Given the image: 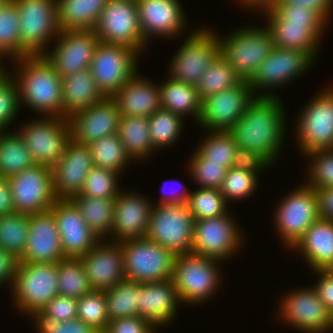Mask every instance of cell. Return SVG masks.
I'll return each mask as SVG.
<instances>
[{
    "label": "cell",
    "instance_id": "obj_63",
    "mask_svg": "<svg viewBox=\"0 0 333 333\" xmlns=\"http://www.w3.org/2000/svg\"><path fill=\"white\" fill-rule=\"evenodd\" d=\"M162 195L163 192L161 193ZM190 192L187 190H183L182 193H174V194H170L169 196L166 194L164 196H162L159 200V202L157 204H166V203H170V204H181V203H187L188 197H189Z\"/></svg>",
    "mask_w": 333,
    "mask_h": 333
},
{
    "label": "cell",
    "instance_id": "obj_5",
    "mask_svg": "<svg viewBox=\"0 0 333 333\" xmlns=\"http://www.w3.org/2000/svg\"><path fill=\"white\" fill-rule=\"evenodd\" d=\"M220 262L192 252L177 255L172 281L180 302L197 304L214 295L219 287Z\"/></svg>",
    "mask_w": 333,
    "mask_h": 333
},
{
    "label": "cell",
    "instance_id": "obj_21",
    "mask_svg": "<svg viewBox=\"0 0 333 333\" xmlns=\"http://www.w3.org/2000/svg\"><path fill=\"white\" fill-rule=\"evenodd\" d=\"M313 62L314 58L304 51L274 47L249 81L250 87L255 93L260 89L264 91L265 88L287 84L308 70Z\"/></svg>",
    "mask_w": 333,
    "mask_h": 333
},
{
    "label": "cell",
    "instance_id": "obj_34",
    "mask_svg": "<svg viewBox=\"0 0 333 333\" xmlns=\"http://www.w3.org/2000/svg\"><path fill=\"white\" fill-rule=\"evenodd\" d=\"M161 84L159 86L161 108L182 118L191 114L198 122L201 117L202 101L196 86L176 81L170 77L164 84Z\"/></svg>",
    "mask_w": 333,
    "mask_h": 333
},
{
    "label": "cell",
    "instance_id": "obj_53",
    "mask_svg": "<svg viewBox=\"0 0 333 333\" xmlns=\"http://www.w3.org/2000/svg\"><path fill=\"white\" fill-rule=\"evenodd\" d=\"M12 77V78H11ZM22 103L19 101V94L15 79L10 74L0 80V130L4 131V128L13 122L17 112H19V106Z\"/></svg>",
    "mask_w": 333,
    "mask_h": 333
},
{
    "label": "cell",
    "instance_id": "obj_13",
    "mask_svg": "<svg viewBox=\"0 0 333 333\" xmlns=\"http://www.w3.org/2000/svg\"><path fill=\"white\" fill-rule=\"evenodd\" d=\"M14 209L18 213L35 214L50 210L57 200L50 167L35 164L8 178Z\"/></svg>",
    "mask_w": 333,
    "mask_h": 333
},
{
    "label": "cell",
    "instance_id": "obj_40",
    "mask_svg": "<svg viewBox=\"0 0 333 333\" xmlns=\"http://www.w3.org/2000/svg\"><path fill=\"white\" fill-rule=\"evenodd\" d=\"M58 294L79 299L93 291L79 258L57 262Z\"/></svg>",
    "mask_w": 333,
    "mask_h": 333
},
{
    "label": "cell",
    "instance_id": "obj_60",
    "mask_svg": "<svg viewBox=\"0 0 333 333\" xmlns=\"http://www.w3.org/2000/svg\"><path fill=\"white\" fill-rule=\"evenodd\" d=\"M315 191L320 218L333 221V187Z\"/></svg>",
    "mask_w": 333,
    "mask_h": 333
},
{
    "label": "cell",
    "instance_id": "obj_67",
    "mask_svg": "<svg viewBox=\"0 0 333 333\" xmlns=\"http://www.w3.org/2000/svg\"><path fill=\"white\" fill-rule=\"evenodd\" d=\"M10 0H0V8L2 6H4L7 2H9Z\"/></svg>",
    "mask_w": 333,
    "mask_h": 333
},
{
    "label": "cell",
    "instance_id": "obj_31",
    "mask_svg": "<svg viewBox=\"0 0 333 333\" xmlns=\"http://www.w3.org/2000/svg\"><path fill=\"white\" fill-rule=\"evenodd\" d=\"M265 11L267 27L272 34L274 47L296 49L309 53L313 58L317 55L320 37L305 23L282 22L269 8Z\"/></svg>",
    "mask_w": 333,
    "mask_h": 333
},
{
    "label": "cell",
    "instance_id": "obj_39",
    "mask_svg": "<svg viewBox=\"0 0 333 333\" xmlns=\"http://www.w3.org/2000/svg\"><path fill=\"white\" fill-rule=\"evenodd\" d=\"M140 282L127 279L104 291L107 314L111 320L137 316Z\"/></svg>",
    "mask_w": 333,
    "mask_h": 333
},
{
    "label": "cell",
    "instance_id": "obj_26",
    "mask_svg": "<svg viewBox=\"0 0 333 333\" xmlns=\"http://www.w3.org/2000/svg\"><path fill=\"white\" fill-rule=\"evenodd\" d=\"M144 40L153 36L174 37L185 27L184 11L178 0H136Z\"/></svg>",
    "mask_w": 333,
    "mask_h": 333
},
{
    "label": "cell",
    "instance_id": "obj_55",
    "mask_svg": "<svg viewBox=\"0 0 333 333\" xmlns=\"http://www.w3.org/2000/svg\"><path fill=\"white\" fill-rule=\"evenodd\" d=\"M42 311L58 322L77 319V299L58 294Z\"/></svg>",
    "mask_w": 333,
    "mask_h": 333
},
{
    "label": "cell",
    "instance_id": "obj_57",
    "mask_svg": "<svg viewBox=\"0 0 333 333\" xmlns=\"http://www.w3.org/2000/svg\"><path fill=\"white\" fill-rule=\"evenodd\" d=\"M270 164L271 163L259 153L238 146L232 167L259 174L260 171L264 170L267 166L269 167Z\"/></svg>",
    "mask_w": 333,
    "mask_h": 333
},
{
    "label": "cell",
    "instance_id": "obj_56",
    "mask_svg": "<svg viewBox=\"0 0 333 333\" xmlns=\"http://www.w3.org/2000/svg\"><path fill=\"white\" fill-rule=\"evenodd\" d=\"M155 326L147 319L135 316L111 320L103 333H153Z\"/></svg>",
    "mask_w": 333,
    "mask_h": 333
},
{
    "label": "cell",
    "instance_id": "obj_24",
    "mask_svg": "<svg viewBox=\"0 0 333 333\" xmlns=\"http://www.w3.org/2000/svg\"><path fill=\"white\" fill-rule=\"evenodd\" d=\"M65 258L52 211L30 215L27 244L19 262L57 263Z\"/></svg>",
    "mask_w": 333,
    "mask_h": 333
},
{
    "label": "cell",
    "instance_id": "obj_23",
    "mask_svg": "<svg viewBox=\"0 0 333 333\" xmlns=\"http://www.w3.org/2000/svg\"><path fill=\"white\" fill-rule=\"evenodd\" d=\"M102 242L79 257L92 289L97 291L110 289L126 279L121 243Z\"/></svg>",
    "mask_w": 333,
    "mask_h": 333
},
{
    "label": "cell",
    "instance_id": "obj_54",
    "mask_svg": "<svg viewBox=\"0 0 333 333\" xmlns=\"http://www.w3.org/2000/svg\"><path fill=\"white\" fill-rule=\"evenodd\" d=\"M29 316L33 317L39 333H98L91 326L80 319L58 322L42 310L34 311Z\"/></svg>",
    "mask_w": 333,
    "mask_h": 333
},
{
    "label": "cell",
    "instance_id": "obj_16",
    "mask_svg": "<svg viewBox=\"0 0 333 333\" xmlns=\"http://www.w3.org/2000/svg\"><path fill=\"white\" fill-rule=\"evenodd\" d=\"M99 42L94 30H61L54 50L51 53L46 51L42 56L64 78L76 71L90 68Z\"/></svg>",
    "mask_w": 333,
    "mask_h": 333
},
{
    "label": "cell",
    "instance_id": "obj_1",
    "mask_svg": "<svg viewBox=\"0 0 333 333\" xmlns=\"http://www.w3.org/2000/svg\"><path fill=\"white\" fill-rule=\"evenodd\" d=\"M281 104L271 92L259 94L229 130L239 147L255 151L274 164L286 132L285 109Z\"/></svg>",
    "mask_w": 333,
    "mask_h": 333
},
{
    "label": "cell",
    "instance_id": "obj_61",
    "mask_svg": "<svg viewBox=\"0 0 333 333\" xmlns=\"http://www.w3.org/2000/svg\"><path fill=\"white\" fill-rule=\"evenodd\" d=\"M15 212L9 180L0 176V216Z\"/></svg>",
    "mask_w": 333,
    "mask_h": 333
},
{
    "label": "cell",
    "instance_id": "obj_32",
    "mask_svg": "<svg viewBox=\"0 0 333 333\" xmlns=\"http://www.w3.org/2000/svg\"><path fill=\"white\" fill-rule=\"evenodd\" d=\"M104 97L97 88L89 68L62 78L63 118L87 109Z\"/></svg>",
    "mask_w": 333,
    "mask_h": 333
},
{
    "label": "cell",
    "instance_id": "obj_18",
    "mask_svg": "<svg viewBox=\"0 0 333 333\" xmlns=\"http://www.w3.org/2000/svg\"><path fill=\"white\" fill-rule=\"evenodd\" d=\"M280 307V318L303 332L324 333L333 328L332 313L314 287L286 294Z\"/></svg>",
    "mask_w": 333,
    "mask_h": 333
},
{
    "label": "cell",
    "instance_id": "obj_65",
    "mask_svg": "<svg viewBox=\"0 0 333 333\" xmlns=\"http://www.w3.org/2000/svg\"><path fill=\"white\" fill-rule=\"evenodd\" d=\"M0 60H1V57H0ZM6 73H9V72H7L3 69V66H1V62H0V80H2L7 75Z\"/></svg>",
    "mask_w": 333,
    "mask_h": 333
},
{
    "label": "cell",
    "instance_id": "obj_48",
    "mask_svg": "<svg viewBox=\"0 0 333 333\" xmlns=\"http://www.w3.org/2000/svg\"><path fill=\"white\" fill-rule=\"evenodd\" d=\"M119 173L93 166L89 171L81 192L75 196L115 199L120 192L117 184Z\"/></svg>",
    "mask_w": 333,
    "mask_h": 333
},
{
    "label": "cell",
    "instance_id": "obj_46",
    "mask_svg": "<svg viewBox=\"0 0 333 333\" xmlns=\"http://www.w3.org/2000/svg\"><path fill=\"white\" fill-rule=\"evenodd\" d=\"M202 141L197 151L209 163H224L228 169L232 167L238 145L229 131H210Z\"/></svg>",
    "mask_w": 333,
    "mask_h": 333
},
{
    "label": "cell",
    "instance_id": "obj_3",
    "mask_svg": "<svg viewBox=\"0 0 333 333\" xmlns=\"http://www.w3.org/2000/svg\"><path fill=\"white\" fill-rule=\"evenodd\" d=\"M230 35V36H229ZM219 38V53L243 81H250L274 48L268 27H241Z\"/></svg>",
    "mask_w": 333,
    "mask_h": 333
},
{
    "label": "cell",
    "instance_id": "obj_44",
    "mask_svg": "<svg viewBox=\"0 0 333 333\" xmlns=\"http://www.w3.org/2000/svg\"><path fill=\"white\" fill-rule=\"evenodd\" d=\"M183 118L175 113L158 109L148 117L150 139L154 149L175 143L183 129ZM182 128V129H181Z\"/></svg>",
    "mask_w": 333,
    "mask_h": 333
},
{
    "label": "cell",
    "instance_id": "obj_27",
    "mask_svg": "<svg viewBox=\"0 0 333 333\" xmlns=\"http://www.w3.org/2000/svg\"><path fill=\"white\" fill-rule=\"evenodd\" d=\"M142 195L119 192L115 198L111 236L115 242L146 237L153 204ZM115 234V235H113Z\"/></svg>",
    "mask_w": 333,
    "mask_h": 333
},
{
    "label": "cell",
    "instance_id": "obj_15",
    "mask_svg": "<svg viewBox=\"0 0 333 333\" xmlns=\"http://www.w3.org/2000/svg\"><path fill=\"white\" fill-rule=\"evenodd\" d=\"M324 91L309 101L298 120L296 135L303 155L333 148V88Z\"/></svg>",
    "mask_w": 333,
    "mask_h": 333
},
{
    "label": "cell",
    "instance_id": "obj_35",
    "mask_svg": "<svg viewBox=\"0 0 333 333\" xmlns=\"http://www.w3.org/2000/svg\"><path fill=\"white\" fill-rule=\"evenodd\" d=\"M71 200L78 207L84 221L99 239L111 235L115 199L73 196Z\"/></svg>",
    "mask_w": 333,
    "mask_h": 333
},
{
    "label": "cell",
    "instance_id": "obj_66",
    "mask_svg": "<svg viewBox=\"0 0 333 333\" xmlns=\"http://www.w3.org/2000/svg\"><path fill=\"white\" fill-rule=\"evenodd\" d=\"M324 271L333 278V264H330Z\"/></svg>",
    "mask_w": 333,
    "mask_h": 333
},
{
    "label": "cell",
    "instance_id": "obj_38",
    "mask_svg": "<svg viewBox=\"0 0 333 333\" xmlns=\"http://www.w3.org/2000/svg\"><path fill=\"white\" fill-rule=\"evenodd\" d=\"M242 79L226 59L218 53L206 68L196 88L201 101L223 90L238 85Z\"/></svg>",
    "mask_w": 333,
    "mask_h": 333
},
{
    "label": "cell",
    "instance_id": "obj_49",
    "mask_svg": "<svg viewBox=\"0 0 333 333\" xmlns=\"http://www.w3.org/2000/svg\"><path fill=\"white\" fill-rule=\"evenodd\" d=\"M282 22H297L308 25L320 38L327 20L315 9L297 3H276L269 8Z\"/></svg>",
    "mask_w": 333,
    "mask_h": 333
},
{
    "label": "cell",
    "instance_id": "obj_36",
    "mask_svg": "<svg viewBox=\"0 0 333 333\" xmlns=\"http://www.w3.org/2000/svg\"><path fill=\"white\" fill-rule=\"evenodd\" d=\"M118 135L131 160L146 158L155 150L150 139L148 118L121 116Z\"/></svg>",
    "mask_w": 333,
    "mask_h": 333
},
{
    "label": "cell",
    "instance_id": "obj_42",
    "mask_svg": "<svg viewBox=\"0 0 333 333\" xmlns=\"http://www.w3.org/2000/svg\"><path fill=\"white\" fill-rule=\"evenodd\" d=\"M30 215L12 213L0 216V247L19 259L27 244Z\"/></svg>",
    "mask_w": 333,
    "mask_h": 333
},
{
    "label": "cell",
    "instance_id": "obj_10",
    "mask_svg": "<svg viewBox=\"0 0 333 333\" xmlns=\"http://www.w3.org/2000/svg\"><path fill=\"white\" fill-rule=\"evenodd\" d=\"M138 53L126 45L99 42L89 69L105 97H112L138 72Z\"/></svg>",
    "mask_w": 333,
    "mask_h": 333
},
{
    "label": "cell",
    "instance_id": "obj_51",
    "mask_svg": "<svg viewBox=\"0 0 333 333\" xmlns=\"http://www.w3.org/2000/svg\"><path fill=\"white\" fill-rule=\"evenodd\" d=\"M257 179V174L231 167L227 170L219 191L227 202L228 199L248 198L257 188Z\"/></svg>",
    "mask_w": 333,
    "mask_h": 333
},
{
    "label": "cell",
    "instance_id": "obj_64",
    "mask_svg": "<svg viewBox=\"0 0 333 333\" xmlns=\"http://www.w3.org/2000/svg\"><path fill=\"white\" fill-rule=\"evenodd\" d=\"M279 1L280 0H240V3L242 2L241 5L244 3V6L248 7L249 9L254 7L257 9L259 8L262 11V9L265 10L267 8L273 7Z\"/></svg>",
    "mask_w": 333,
    "mask_h": 333
},
{
    "label": "cell",
    "instance_id": "obj_4",
    "mask_svg": "<svg viewBox=\"0 0 333 333\" xmlns=\"http://www.w3.org/2000/svg\"><path fill=\"white\" fill-rule=\"evenodd\" d=\"M125 278L135 282L170 280L177 255L147 237L120 242Z\"/></svg>",
    "mask_w": 333,
    "mask_h": 333
},
{
    "label": "cell",
    "instance_id": "obj_62",
    "mask_svg": "<svg viewBox=\"0 0 333 333\" xmlns=\"http://www.w3.org/2000/svg\"><path fill=\"white\" fill-rule=\"evenodd\" d=\"M277 3H297L307 8H313L329 21L333 0H280Z\"/></svg>",
    "mask_w": 333,
    "mask_h": 333
},
{
    "label": "cell",
    "instance_id": "obj_43",
    "mask_svg": "<svg viewBox=\"0 0 333 333\" xmlns=\"http://www.w3.org/2000/svg\"><path fill=\"white\" fill-rule=\"evenodd\" d=\"M21 58V36L17 3L10 0L0 8V57Z\"/></svg>",
    "mask_w": 333,
    "mask_h": 333
},
{
    "label": "cell",
    "instance_id": "obj_58",
    "mask_svg": "<svg viewBox=\"0 0 333 333\" xmlns=\"http://www.w3.org/2000/svg\"><path fill=\"white\" fill-rule=\"evenodd\" d=\"M18 264V257L0 247V284H13Z\"/></svg>",
    "mask_w": 333,
    "mask_h": 333
},
{
    "label": "cell",
    "instance_id": "obj_17",
    "mask_svg": "<svg viewBox=\"0 0 333 333\" xmlns=\"http://www.w3.org/2000/svg\"><path fill=\"white\" fill-rule=\"evenodd\" d=\"M256 96L249 82L242 80L203 100L198 123L209 131H229Z\"/></svg>",
    "mask_w": 333,
    "mask_h": 333
},
{
    "label": "cell",
    "instance_id": "obj_9",
    "mask_svg": "<svg viewBox=\"0 0 333 333\" xmlns=\"http://www.w3.org/2000/svg\"><path fill=\"white\" fill-rule=\"evenodd\" d=\"M11 288L21 311L29 315L42 310L58 295L57 263L19 262Z\"/></svg>",
    "mask_w": 333,
    "mask_h": 333
},
{
    "label": "cell",
    "instance_id": "obj_11",
    "mask_svg": "<svg viewBox=\"0 0 333 333\" xmlns=\"http://www.w3.org/2000/svg\"><path fill=\"white\" fill-rule=\"evenodd\" d=\"M93 30L102 43L126 45L138 52L147 44L140 29L136 0H109Z\"/></svg>",
    "mask_w": 333,
    "mask_h": 333
},
{
    "label": "cell",
    "instance_id": "obj_25",
    "mask_svg": "<svg viewBox=\"0 0 333 333\" xmlns=\"http://www.w3.org/2000/svg\"><path fill=\"white\" fill-rule=\"evenodd\" d=\"M92 167L89 146L72 140L59 163L51 168L55 197L71 199L78 195Z\"/></svg>",
    "mask_w": 333,
    "mask_h": 333
},
{
    "label": "cell",
    "instance_id": "obj_6",
    "mask_svg": "<svg viewBox=\"0 0 333 333\" xmlns=\"http://www.w3.org/2000/svg\"><path fill=\"white\" fill-rule=\"evenodd\" d=\"M195 219L186 203L152 206L146 237L176 255L190 253Z\"/></svg>",
    "mask_w": 333,
    "mask_h": 333
},
{
    "label": "cell",
    "instance_id": "obj_59",
    "mask_svg": "<svg viewBox=\"0 0 333 333\" xmlns=\"http://www.w3.org/2000/svg\"><path fill=\"white\" fill-rule=\"evenodd\" d=\"M320 276L317 284L313 286L318 297L325 303L327 309L333 314V278L324 270H315Z\"/></svg>",
    "mask_w": 333,
    "mask_h": 333
},
{
    "label": "cell",
    "instance_id": "obj_50",
    "mask_svg": "<svg viewBox=\"0 0 333 333\" xmlns=\"http://www.w3.org/2000/svg\"><path fill=\"white\" fill-rule=\"evenodd\" d=\"M304 155L312 160L306 185L314 190L333 187V148L313 150Z\"/></svg>",
    "mask_w": 333,
    "mask_h": 333
},
{
    "label": "cell",
    "instance_id": "obj_41",
    "mask_svg": "<svg viewBox=\"0 0 333 333\" xmlns=\"http://www.w3.org/2000/svg\"><path fill=\"white\" fill-rule=\"evenodd\" d=\"M93 166L120 173L131 158L127 155L118 133L88 144Z\"/></svg>",
    "mask_w": 333,
    "mask_h": 333
},
{
    "label": "cell",
    "instance_id": "obj_8",
    "mask_svg": "<svg viewBox=\"0 0 333 333\" xmlns=\"http://www.w3.org/2000/svg\"><path fill=\"white\" fill-rule=\"evenodd\" d=\"M18 134L35 163L50 168L59 163L72 142L68 120L60 116H45L28 122Z\"/></svg>",
    "mask_w": 333,
    "mask_h": 333
},
{
    "label": "cell",
    "instance_id": "obj_47",
    "mask_svg": "<svg viewBox=\"0 0 333 333\" xmlns=\"http://www.w3.org/2000/svg\"><path fill=\"white\" fill-rule=\"evenodd\" d=\"M77 318L103 333L110 322L104 291L93 290L77 299Z\"/></svg>",
    "mask_w": 333,
    "mask_h": 333
},
{
    "label": "cell",
    "instance_id": "obj_30",
    "mask_svg": "<svg viewBox=\"0 0 333 333\" xmlns=\"http://www.w3.org/2000/svg\"><path fill=\"white\" fill-rule=\"evenodd\" d=\"M292 248L301 251L313 271L325 270L333 264V221L319 218Z\"/></svg>",
    "mask_w": 333,
    "mask_h": 333
},
{
    "label": "cell",
    "instance_id": "obj_45",
    "mask_svg": "<svg viewBox=\"0 0 333 333\" xmlns=\"http://www.w3.org/2000/svg\"><path fill=\"white\" fill-rule=\"evenodd\" d=\"M186 204L195 221L215 218L228 213L227 201L217 188L200 187L198 190L190 192Z\"/></svg>",
    "mask_w": 333,
    "mask_h": 333
},
{
    "label": "cell",
    "instance_id": "obj_22",
    "mask_svg": "<svg viewBox=\"0 0 333 333\" xmlns=\"http://www.w3.org/2000/svg\"><path fill=\"white\" fill-rule=\"evenodd\" d=\"M50 210L55 217L66 258H79L102 240L87 225L71 199H57Z\"/></svg>",
    "mask_w": 333,
    "mask_h": 333
},
{
    "label": "cell",
    "instance_id": "obj_52",
    "mask_svg": "<svg viewBox=\"0 0 333 333\" xmlns=\"http://www.w3.org/2000/svg\"><path fill=\"white\" fill-rule=\"evenodd\" d=\"M190 161V174L196 184L201 188H220L228 170L224 163H209L197 150Z\"/></svg>",
    "mask_w": 333,
    "mask_h": 333
},
{
    "label": "cell",
    "instance_id": "obj_7",
    "mask_svg": "<svg viewBox=\"0 0 333 333\" xmlns=\"http://www.w3.org/2000/svg\"><path fill=\"white\" fill-rule=\"evenodd\" d=\"M14 1L19 11L21 57L42 55L52 36L56 38L61 31L57 0Z\"/></svg>",
    "mask_w": 333,
    "mask_h": 333
},
{
    "label": "cell",
    "instance_id": "obj_20",
    "mask_svg": "<svg viewBox=\"0 0 333 333\" xmlns=\"http://www.w3.org/2000/svg\"><path fill=\"white\" fill-rule=\"evenodd\" d=\"M121 112L112 97H104L87 109L71 114L67 120L74 142L88 145L118 133Z\"/></svg>",
    "mask_w": 333,
    "mask_h": 333
},
{
    "label": "cell",
    "instance_id": "obj_28",
    "mask_svg": "<svg viewBox=\"0 0 333 333\" xmlns=\"http://www.w3.org/2000/svg\"><path fill=\"white\" fill-rule=\"evenodd\" d=\"M180 302L172 281L140 283L137 316L149 320L156 328L174 320Z\"/></svg>",
    "mask_w": 333,
    "mask_h": 333
},
{
    "label": "cell",
    "instance_id": "obj_2",
    "mask_svg": "<svg viewBox=\"0 0 333 333\" xmlns=\"http://www.w3.org/2000/svg\"><path fill=\"white\" fill-rule=\"evenodd\" d=\"M21 68L15 82L19 101L44 116L63 117L62 78L42 55L13 59Z\"/></svg>",
    "mask_w": 333,
    "mask_h": 333
},
{
    "label": "cell",
    "instance_id": "obj_33",
    "mask_svg": "<svg viewBox=\"0 0 333 333\" xmlns=\"http://www.w3.org/2000/svg\"><path fill=\"white\" fill-rule=\"evenodd\" d=\"M109 0H57L61 30H93Z\"/></svg>",
    "mask_w": 333,
    "mask_h": 333
},
{
    "label": "cell",
    "instance_id": "obj_12",
    "mask_svg": "<svg viewBox=\"0 0 333 333\" xmlns=\"http://www.w3.org/2000/svg\"><path fill=\"white\" fill-rule=\"evenodd\" d=\"M275 223L283 244L292 248L306 230L320 218L316 191L302 184L279 203Z\"/></svg>",
    "mask_w": 333,
    "mask_h": 333
},
{
    "label": "cell",
    "instance_id": "obj_29",
    "mask_svg": "<svg viewBox=\"0 0 333 333\" xmlns=\"http://www.w3.org/2000/svg\"><path fill=\"white\" fill-rule=\"evenodd\" d=\"M138 73L132 76L112 96L121 116H140L148 118L161 108L160 88Z\"/></svg>",
    "mask_w": 333,
    "mask_h": 333
},
{
    "label": "cell",
    "instance_id": "obj_14",
    "mask_svg": "<svg viewBox=\"0 0 333 333\" xmlns=\"http://www.w3.org/2000/svg\"><path fill=\"white\" fill-rule=\"evenodd\" d=\"M218 53V35L208 29L193 32L173 57L169 69L170 78L197 86L206 68Z\"/></svg>",
    "mask_w": 333,
    "mask_h": 333
},
{
    "label": "cell",
    "instance_id": "obj_19",
    "mask_svg": "<svg viewBox=\"0 0 333 333\" xmlns=\"http://www.w3.org/2000/svg\"><path fill=\"white\" fill-rule=\"evenodd\" d=\"M232 219L227 213L215 218L196 220L191 252L220 261L231 257L242 244L241 231Z\"/></svg>",
    "mask_w": 333,
    "mask_h": 333
},
{
    "label": "cell",
    "instance_id": "obj_37",
    "mask_svg": "<svg viewBox=\"0 0 333 333\" xmlns=\"http://www.w3.org/2000/svg\"><path fill=\"white\" fill-rule=\"evenodd\" d=\"M35 164L18 132L0 131V176L9 178Z\"/></svg>",
    "mask_w": 333,
    "mask_h": 333
}]
</instances>
